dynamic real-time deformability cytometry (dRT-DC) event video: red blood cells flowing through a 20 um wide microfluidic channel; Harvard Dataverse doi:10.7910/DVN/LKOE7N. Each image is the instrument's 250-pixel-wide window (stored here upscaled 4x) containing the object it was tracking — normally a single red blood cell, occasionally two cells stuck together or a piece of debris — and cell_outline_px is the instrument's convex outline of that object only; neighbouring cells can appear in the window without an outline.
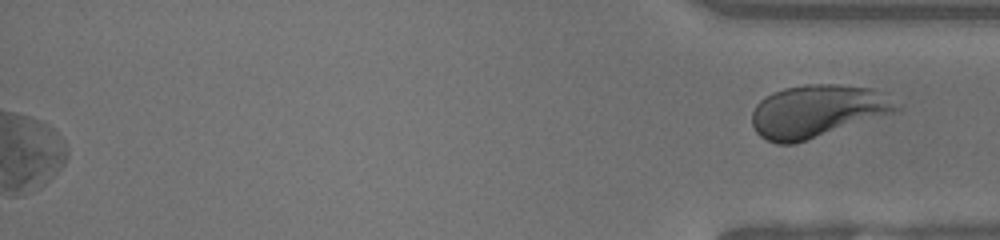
{"species": "human", "species_latin": "Homo sapiens", "temperature_condition": "room temperature", "stored_images_in_passage": 50, "segment_of_instrument_passage": [2, 2], "camera_frame_rate_fps": 3000, "um_per_image_px": 0.085, "donor": {"sex": "female"}, "frame": {"image": 1, "passage_image": 50, "time_ms": 16.333, "image_size_px": [1000, 240], "cell_outline_px": [[900, 108], [892, 112], [796, 144], [776, 144], [760, 136], [756, 132], [752, 124], [752, 112], [756, 104], [764, 96], [772, 92], [784, 88], [804, 84], [832, 84], [872, 88]], "centroid_in_image_um": [69.33, 9.45], "position_along_channel_um": 365.9, "area_um2": 43.47}}